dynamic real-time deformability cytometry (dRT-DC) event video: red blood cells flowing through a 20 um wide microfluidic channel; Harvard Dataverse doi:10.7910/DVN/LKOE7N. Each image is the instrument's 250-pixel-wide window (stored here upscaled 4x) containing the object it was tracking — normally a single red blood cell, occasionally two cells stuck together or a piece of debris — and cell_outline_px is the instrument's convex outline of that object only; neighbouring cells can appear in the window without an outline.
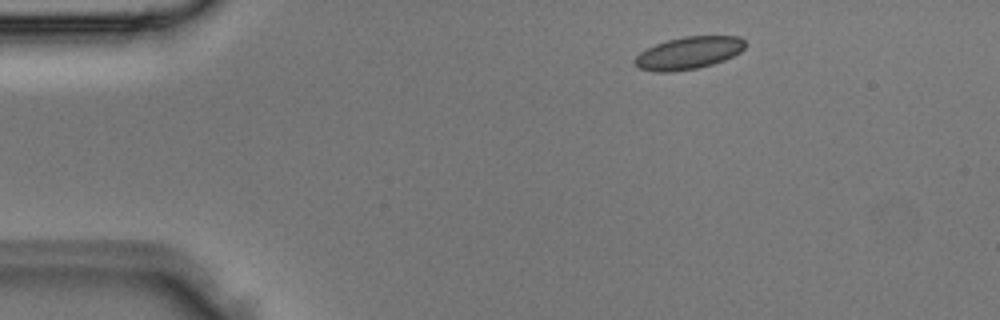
{"species": "Egyptian fruit bat (a non-hibernating species)", "species_latin": "Rousettus aegyptiacus", "temperature_condition": "room temperature", "stored_images_in_passage": 2, "camera_frame_rate_fps": 3000, "um_per_image_px": 0.085, "animal": {"sex": "male"}, "frame": {"image": 1, "passage_image": 1, "time_ms": 0.0, "image_size_px": [1000, 320], "cell_outline_px": [[744, 48], [740, 52], [724, 60], [712, 64], [696, 68], [672, 72], [656, 72], [640, 68], [632, 64], [632, 60], [640, 52], [656, 44], [668, 40], [684, 36], [740, 36], [744, 40]], "centroid_in_image_um": [58.5, 4.5], "position_along_channel_um": 26.5, "area_um2": 20.81}}